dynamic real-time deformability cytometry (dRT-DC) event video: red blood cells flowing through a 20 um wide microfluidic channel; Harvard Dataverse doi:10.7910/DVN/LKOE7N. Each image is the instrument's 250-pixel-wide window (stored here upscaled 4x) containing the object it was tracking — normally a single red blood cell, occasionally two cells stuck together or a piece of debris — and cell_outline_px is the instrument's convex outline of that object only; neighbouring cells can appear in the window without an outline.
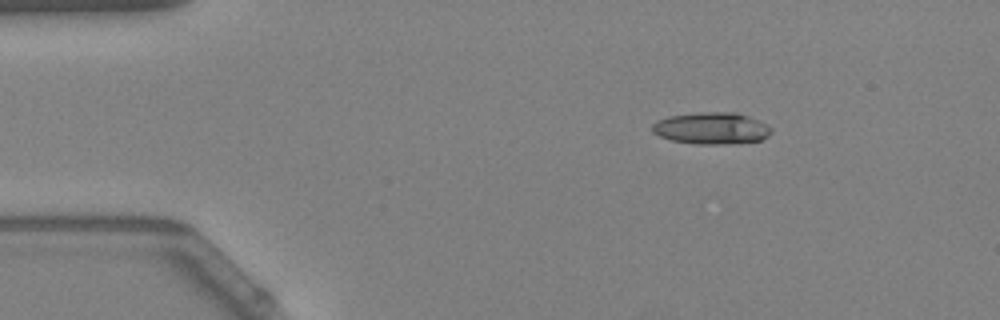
{"species": "Egyptian fruit bat (a non-hibernating species)", "species_latin": "Rousettus aegyptiacus", "temperature_condition": "warm", "stored_images_in_passage": 21, "camera_frame_rate_fps": 3000, "um_per_image_px": 0.085, "animal": {"sex": "female"}, "frame": {"image": 1, "passage_image": 1, "time_ms": 0.0, "image_size_px": [1000, 320], "cell_outline_px": [[772, 132], [768, 136], [760, 140], [724, 144], [696, 144], [672, 140], [660, 136], [652, 132], [652, 124], [656, 120], [668, 116], [700, 112], [736, 112], [748, 116], [772, 128]], "centroid_in_image_um": [60.44, 10.89], "position_along_channel_um": 24.6, "area_um2": 21.96}}
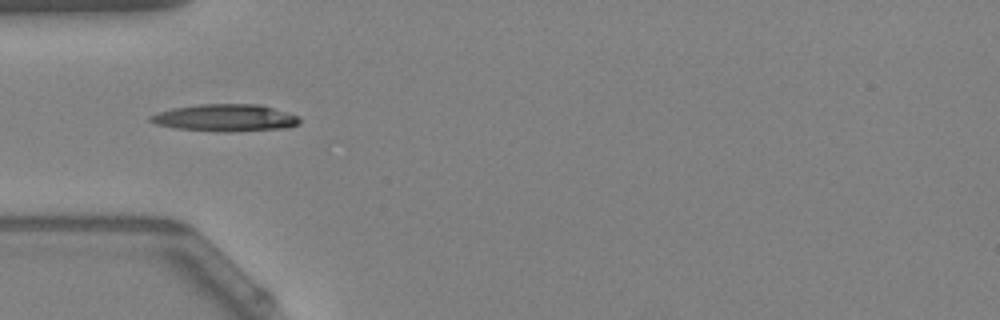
{"frame": {"image": 2, "passage_image": 10, "time_ms": 3.0, "image_size_px": [1000, 320], "cell_outline_px": [[300, 124], [288, 128], [228, 132], [176, 128], [156, 124], [148, 120], [148, 116], [156, 112], [172, 108], [200, 104], [260, 104], [300, 116]], "centroid_in_image_um": [19.16, 10.01], "position_along_channel_um": 65.8, "area_um2": 23.76}}
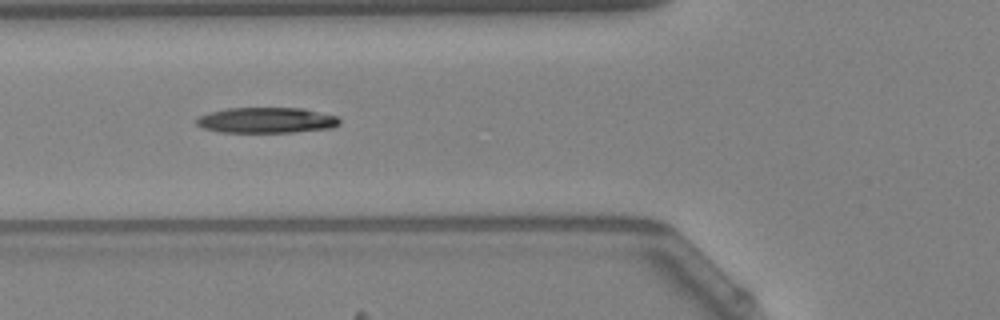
{"frame": {"image": 3, "passage_image": 13, "time_ms": 4.0, "image_size_px": [1000, 320], "cell_outline_px": [[340, 124], [332, 128], [292, 132], [220, 132], [204, 128], [196, 124], [196, 120], [200, 116], [208, 112], [224, 108], [300, 108], [336, 116], [340, 120]], "centroid_in_image_um": [22.62, 10.22], "position_along_channel_um": 103.2, "area_um2": 21.27}}